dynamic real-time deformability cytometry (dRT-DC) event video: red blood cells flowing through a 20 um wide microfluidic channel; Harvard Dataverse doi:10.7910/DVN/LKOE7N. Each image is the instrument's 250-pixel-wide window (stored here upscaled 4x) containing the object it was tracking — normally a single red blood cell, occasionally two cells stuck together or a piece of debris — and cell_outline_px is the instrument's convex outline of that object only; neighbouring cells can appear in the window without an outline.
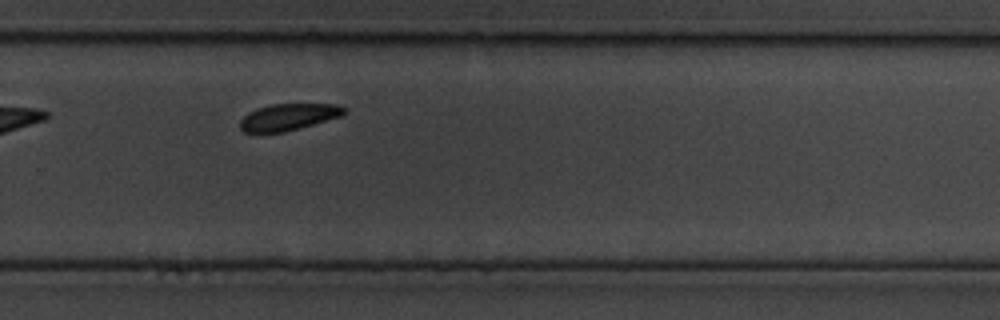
{"species": "common noctule bat (a hibernating species)", "species_latin": "Nyctalus noctula", "temperature_condition": "cold", "stored_images_in_passage": 22, "camera_frame_rate_fps": 3000, "um_per_image_px": 0.085, "animal": {"sex": "male", "body_mass_g": 19.5, "forearm_length_mm": 54.6}, "frame": {"image": 1, "passage_image": 13, "time_ms": 4.0, "image_size_px": [1000, 320], "cell_outline_px": [[348, 112], [344, 116], [300, 128], [284, 132], [256, 136], [244, 132], [240, 128], [240, 120], [248, 112], [256, 108], [272, 104], [336, 104], [348, 108]], "centroid_in_image_um": [24.5, 9.98], "position_along_channel_um": 305.3, "area_um2": 16.99}}
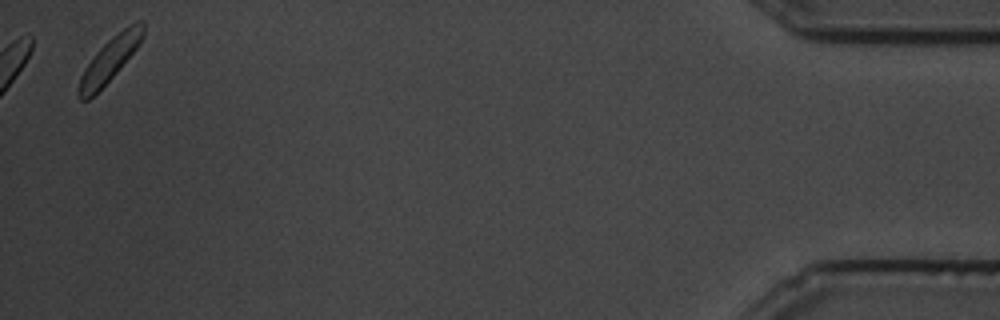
{"frame": {"image": 2, "passage_image": 22, "time_ms": 7.0, "image_size_px": [1000, 320], "cell_outline_px": [[144, 36], [136, 48], [116, 72], [88, 100], [80, 100], [76, 92], [80, 76], [84, 68], [96, 52], [112, 36], [136, 20], [144, 20]], "centroid_in_image_um": [9.31, 5.04], "position_along_channel_um": 425.9, "area_um2": 16.24}}